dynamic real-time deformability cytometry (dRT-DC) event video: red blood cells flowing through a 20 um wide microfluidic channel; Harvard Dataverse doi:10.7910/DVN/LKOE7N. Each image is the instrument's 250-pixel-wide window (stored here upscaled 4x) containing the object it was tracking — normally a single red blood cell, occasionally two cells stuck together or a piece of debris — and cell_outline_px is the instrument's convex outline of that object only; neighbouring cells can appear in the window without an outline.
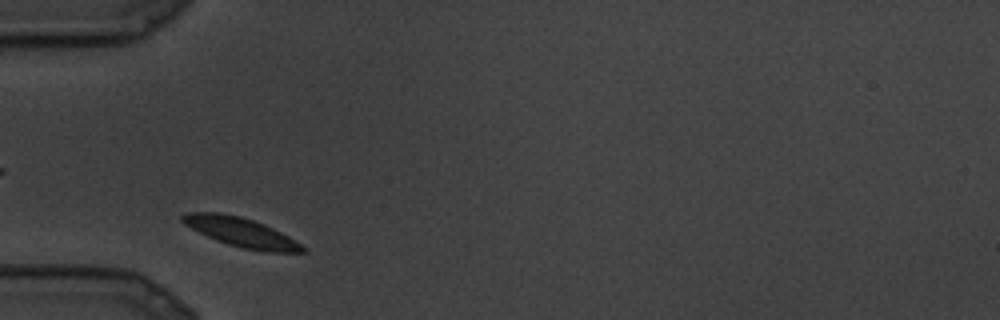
{"species": "common noctule bat (a hibernating species)", "species_latin": "Nyctalus noctula", "temperature_condition": "cold", "stored_images_in_passage": 8, "camera_frame_rate_fps": 3000, "um_per_image_px": 0.085, "animal": {"sex": "male", "body_mass_g": 19.5, "forearm_length_mm": 54.6}, "frame": {"image": 1, "passage_image": 1, "time_ms": 0.0, "image_size_px": [1000, 320], "cell_outline_px": [[308, 252], [264, 252], [244, 248], [228, 244], [216, 240], [184, 224], [180, 220], [180, 216], [188, 212], [220, 212], [240, 216], [264, 224], [288, 236], [308, 248]], "centroid_in_image_um": [20.52, 19.74], "position_along_channel_um": 64.5, "area_um2": 20.4}}
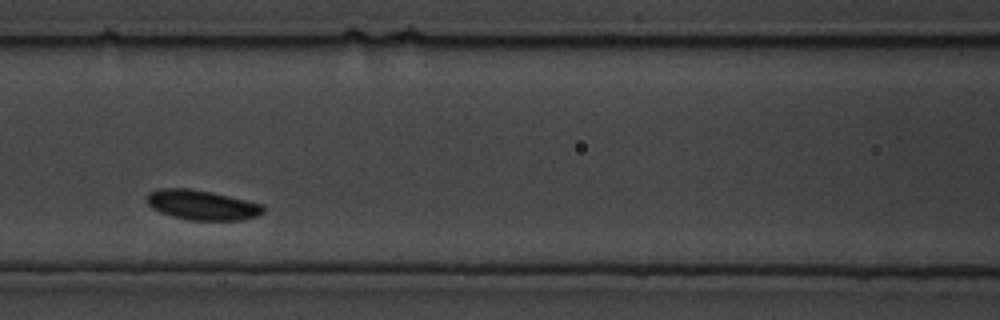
{"frame": {"image": 2, "passage_image": 5, "time_ms": 1.333, "image_size_px": [1000, 320], "cell_outline_px": [[264, 212], [256, 216], [244, 220], [188, 220], [172, 216], [160, 212], [152, 208], [148, 204], [148, 192], [160, 188], [192, 188], [212, 192], [264, 204]], "centroid_in_image_um": [17.19, 17.42], "position_along_channel_um": 149.4, "area_um2": 20.35}}
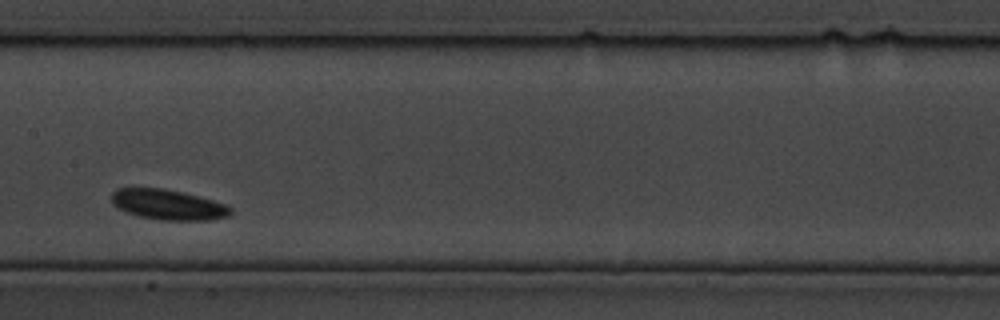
{"frame": {"image": 3, "passage_image": 7, "time_ms": 2.0, "image_size_px": [1000, 320], "cell_outline_px": [[232, 212], [228, 216], [208, 220], [160, 220], [140, 216], [128, 212], [112, 204], [112, 192], [116, 188], [164, 188], [184, 192], [200, 196], [228, 204], [232, 208]], "centroid_in_image_um": [14.33, 17.38], "position_along_channel_um": 193.1, "area_um2": 21.1}}